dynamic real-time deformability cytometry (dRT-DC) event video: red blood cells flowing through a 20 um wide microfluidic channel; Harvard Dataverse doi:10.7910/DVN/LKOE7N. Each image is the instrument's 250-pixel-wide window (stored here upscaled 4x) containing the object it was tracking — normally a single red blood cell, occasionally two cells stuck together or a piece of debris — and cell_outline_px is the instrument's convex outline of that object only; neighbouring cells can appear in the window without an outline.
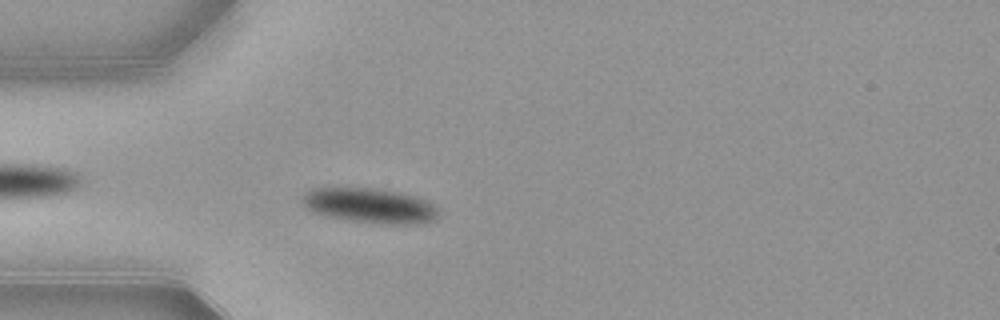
{"species": "common noctule bat (a hibernating species)", "species_latin": "Nyctalus noctula", "temperature_condition": "warm", "stored_images_in_passage": 41, "camera_frame_rate_fps": 3000, "um_per_image_px": 0.085, "animal": {"sex": "female", "body_mass_g": 21.9}, "frame": {"image": 1, "passage_image": 3, "time_ms": 0.667, "image_size_px": [1000, 320], "cell_outline_px": [[436, 220], [416, 224], [380, 224], [352, 220], [328, 216], [312, 212], [304, 208], [300, 204], [300, 196], [308, 188], [380, 188], [400, 192], [416, 196], [428, 200], [436, 208]], "centroid_in_image_um": [31.36, 17.46], "position_along_channel_um": 53.6, "area_um2": 28.15}}
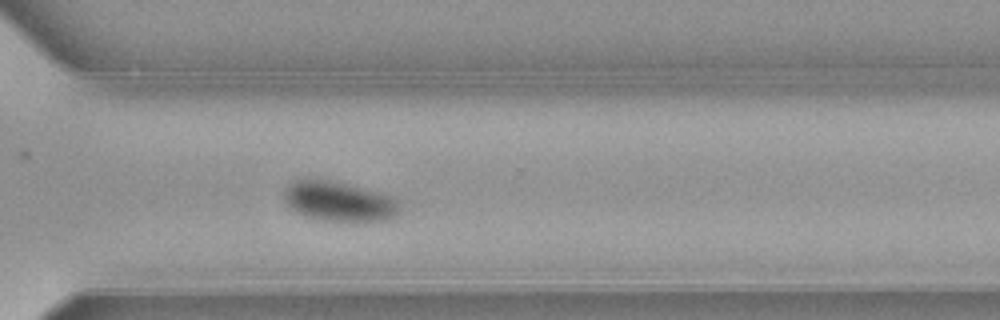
{"frame": {"image": 2, "passage_image": 26, "time_ms": 8.333, "image_size_px": [1000, 320], "cell_outline_px": [[404, 204], [400, 212], [396, 216], [388, 220], [356, 224], [348, 224], [316, 220], [304, 216], [296, 212], [284, 200], [284, 192], [296, 180], [308, 176], [328, 180], [384, 192], [400, 200]], "centroid_in_image_um": [28.93, 17.17], "position_along_channel_um": 341.7, "area_um2": 28.5}}
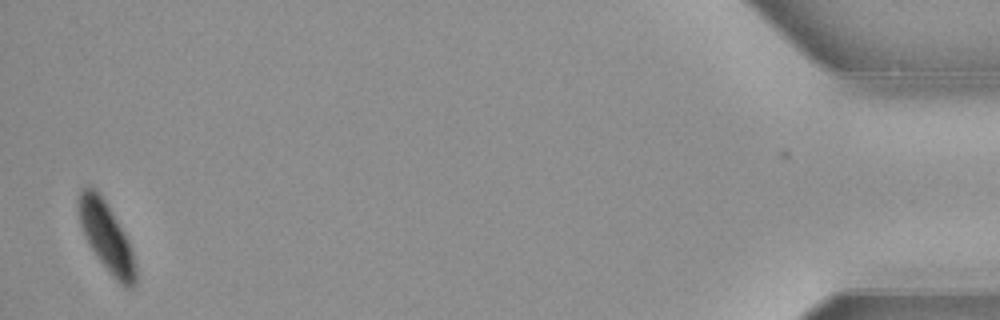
{"frame": {"image": 3, "passage_image": 40, "time_ms": 13.0, "image_size_px": [1000, 320], "cell_outline_px": [[136, 284], [132, 288], [128, 288], [120, 284], [112, 276], [100, 260], [92, 248], [80, 224], [80, 188], [88, 184], [96, 188], [100, 192], [124, 232], [132, 248], [136, 268]], "centroid_in_image_um": [9.09, 20.12], "position_along_channel_um": 426.1, "area_um2": 22.6}, "authors_computed_cell_mechanics": {"area_um2": 28.4954, "velocity_mm_per_s": 3.8434, "shape_relaxation_time_tau1_ms": 3.3941, "shape_relaxation_time_tau2_ms": null, "deformation_change_tau1": 0.1187, "deformation_change_tau2": null}}